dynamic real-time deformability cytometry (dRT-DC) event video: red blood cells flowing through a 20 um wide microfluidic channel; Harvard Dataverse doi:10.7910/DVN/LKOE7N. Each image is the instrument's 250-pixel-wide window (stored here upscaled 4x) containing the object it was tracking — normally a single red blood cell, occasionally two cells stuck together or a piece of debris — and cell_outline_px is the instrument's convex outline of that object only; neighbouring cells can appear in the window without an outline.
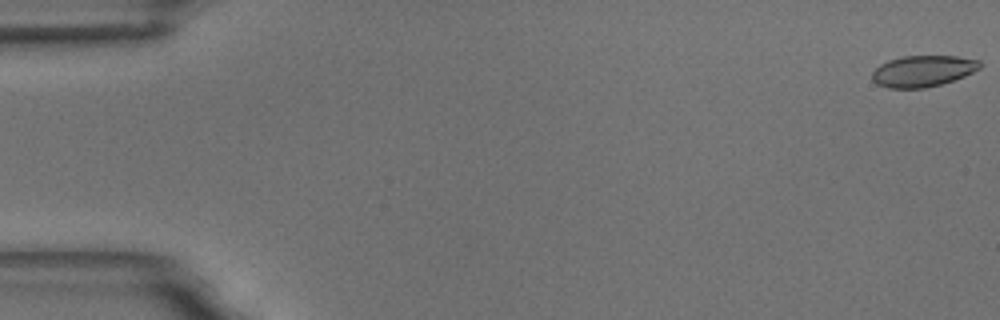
{"species": "common noctule bat (a hibernating species)", "species_latin": "Nyctalus noctula", "temperature_condition": "room temperature", "stored_images_in_passage": 7, "camera_frame_rate_fps": 3000, "um_per_image_px": 0.085, "animal": {"sex": "male", "body_mass_g": 18.8}, "frame": {"image": 1, "passage_image": 1, "time_ms": 0.0, "image_size_px": [1000, 320], "cell_outline_px": [[980, 68], [964, 76], [940, 84], [924, 88], [888, 88], [876, 84], [872, 80], [872, 72], [880, 64], [888, 60], [904, 56], [956, 56], [980, 60]], "centroid_in_image_um": [78.41, 6.04], "position_along_channel_um": 6.6, "area_um2": 19.54}}
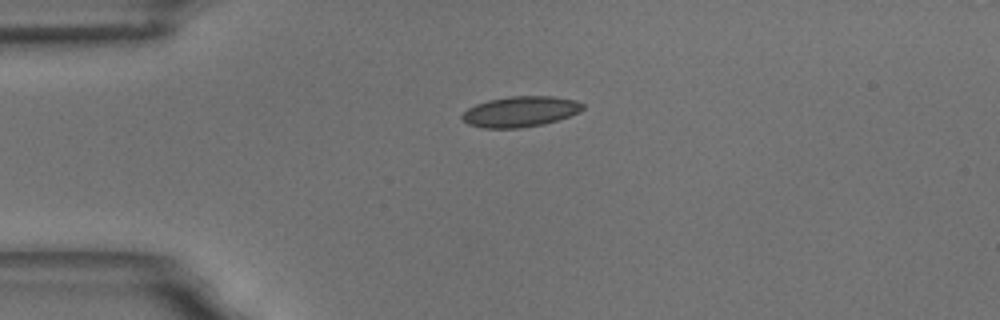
{"frame": {"image": 2, "passage_image": 5, "time_ms": 4.333, "image_size_px": [1000, 320], "cell_outline_px": [[584, 108], [580, 112], [544, 124], [520, 128], [484, 128], [468, 124], [460, 116], [468, 108], [476, 104], [488, 100], [508, 96], [552, 96], [576, 100], [584, 104]], "centroid_in_image_um": [44.23, 9.48], "position_along_channel_um": 40.8, "area_um2": 21.5}}
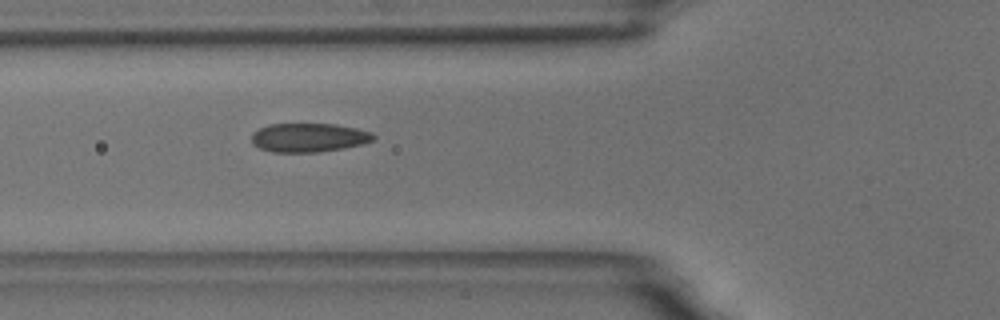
{"frame": {"image": 3, "passage_image": 7, "time_ms": 6.667, "image_size_px": [1000, 320], "cell_outline_px": [[376, 136], [372, 140], [360, 144], [344, 148], [320, 152], [272, 152], [260, 148], [252, 144], [252, 132], [260, 128], [272, 124], [336, 124], [356, 128], [372, 132]], "centroid_in_image_um": [26.24, 11.69], "position_along_channel_um": 99.6, "area_um2": 20.46}}